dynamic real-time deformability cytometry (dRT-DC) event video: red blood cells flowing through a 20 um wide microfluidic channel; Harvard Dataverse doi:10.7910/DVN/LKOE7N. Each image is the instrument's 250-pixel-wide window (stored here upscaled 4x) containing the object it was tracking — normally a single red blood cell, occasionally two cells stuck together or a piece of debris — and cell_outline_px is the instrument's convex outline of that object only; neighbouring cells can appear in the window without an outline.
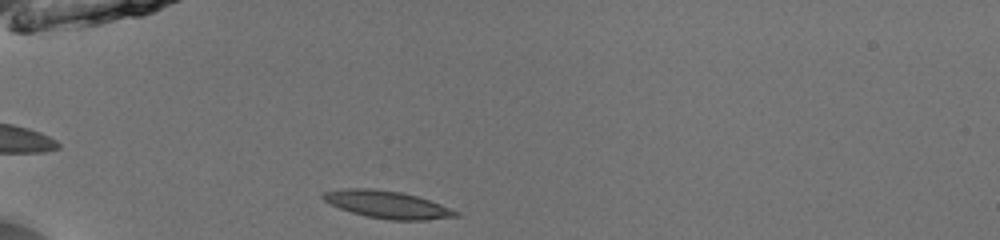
{"species": "common noctule bat (a hibernating species)", "species_latin": "Nyctalus noctula", "temperature_condition": "room temperature", "stored_images_in_passage": 37, "camera_frame_rate_fps": 3000, "um_per_image_px": 0.085, "animal": {"sex": "male", "body_mass_g": 13.0, "forearm_length_mm": 53.1}, "frame": {"image": 1, "passage_image": 1, "time_ms": 0.0, "image_size_px": [1000, 240], "cell_outline_px": [[460, 216], [424, 220], [392, 220], [368, 216], [352, 212], [340, 208], [324, 200], [320, 196], [324, 192], [344, 188], [372, 188], [400, 192], [416, 196], [440, 204], [460, 212]], "centroid_in_image_um": [32.93, 17.38], "position_along_channel_um": 52.1, "area_um2": 20.92}}
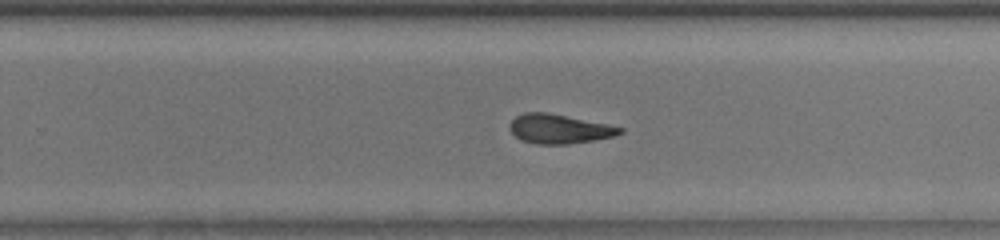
{"frame": {"image": 2, "passage_image": 20, "time_ms": 6.333, "image_size_px": [1000, 240], "cell_outline_px": [[624, 132], [616, 136], [568, 144], [536, 144], [520, 140], [508, 128], [508, 124], [516, 116], [524, 112], [548, 112], [608, 124], [624, 128]], "centroid_in_image_um": [47.52, 10.95], "position_along_channel_um": 282.3, "area_um2": 18.96}}
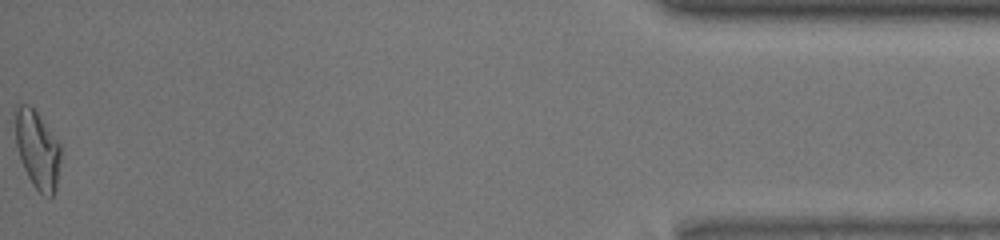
{"frame": {"image": 3, "passage_image": 37, "time_ms": 12.0, "image_size_px": [1000, 240], "cell_outline_px": [[60, 160], [56, 188], [52, 196], [44, 196], [32, 184], [20, 160], [16, 144], [12, 112], [20, 104], [32, 104], [60, 144]], "centroid_in_image_um": [3.14, 12.64], "position_along_channel_um": 432.1, "area_um2": 21.04}, "authors_computed_cell_mechanics": {"area_um2": 19.7676, "velocity_mm_per_s": 3.9589, "shape_relaxation_time_tau1_ms": 8.2869, "shape_relaxation_time_tau2_ms": 4.0751, "deformation_change_tau1": 0.1992, "deformation_change_tau2": 0.1141}}